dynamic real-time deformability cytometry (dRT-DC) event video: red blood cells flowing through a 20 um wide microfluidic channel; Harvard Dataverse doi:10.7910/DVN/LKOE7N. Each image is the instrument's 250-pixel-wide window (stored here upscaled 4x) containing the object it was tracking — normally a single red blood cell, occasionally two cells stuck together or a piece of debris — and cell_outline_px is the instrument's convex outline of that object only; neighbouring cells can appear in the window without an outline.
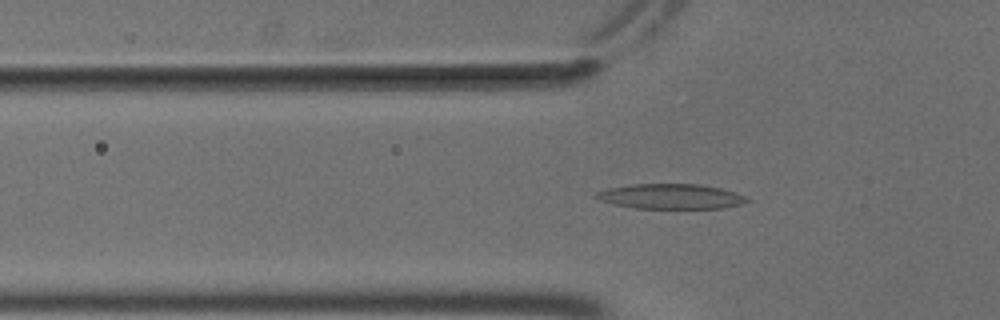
{"species": "common noctule bat (a hibernating species)", "species_latin": "Nyctalus noctula", "temperature_condition": "cold", "stored_images_in_passage": 55, "camera_frame_rate_fps": 3000, "um_per_image_px": 0.085, "animal": {"sex": "male", "body_mass_g": 18.8}, "frame": {"image": 1, "passage_image": 19, "time_ms": 6.0, "image_size_px": [1000, 320], "cell_outline_px": [[752, 200], [740, 204], [724, 208], [636, 208], [616, 204], [600, 200], [592, 196], [596, 192], [608, 188], [632, 184], [700, 184], [720, 188], [744, 196]], "centroid_in_image_um": [57.0, 16.69], "position_along_channel_um": 68.8, "area_um2": 21.79}}
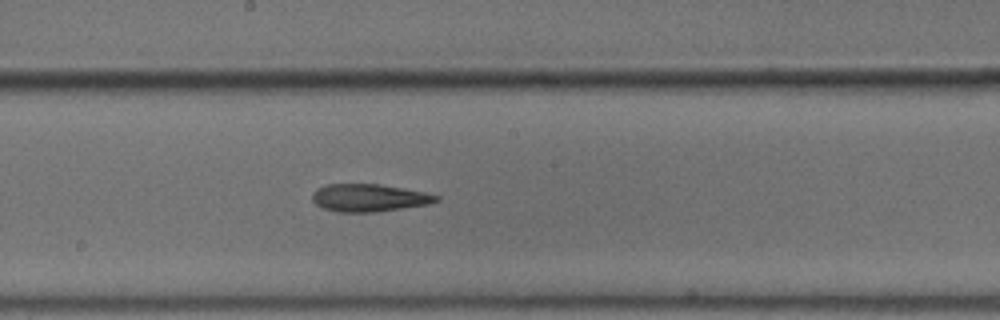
{"frame": {"image": 2, "passage_image": 31, "time_ms": 10.0, "image_size_px": [1000, 320], "cell_outline_px": [[440, 200], [428, 204], [376, 212], [340, 212], [324, 208], [316, 204], [312, 200], [312, 192], [316, 188], [328, 184], [380, 184], [424, 192], [440, 196]], "centroid_in_image_um": [31.35, 16.81], "position_along_channel_um": 216.8, "area_um2": 19.88}}
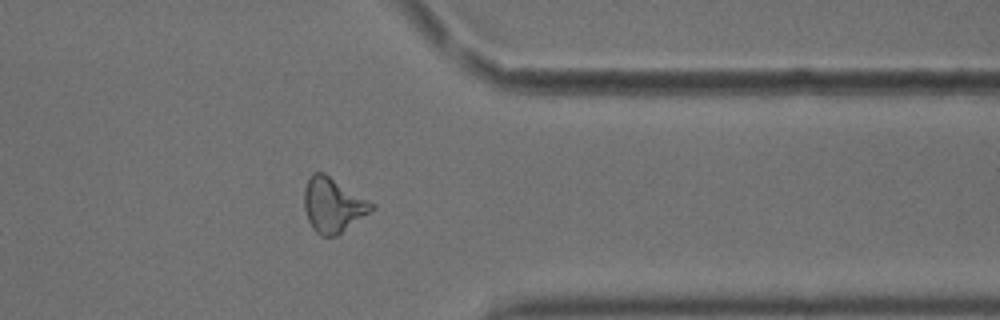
{"frame": {"image": 3, "passage_image": 45, "time_ms": 14.667, "image_size_px": [1000, 320], "cell_outline_px": [[376, 208], [336, 236], [320, 236], [312, 228], [308, 220], [304, 208], [304, 188], [312, 172], [324, 172], [376, 204]], "centroid_in_image_um": [28.31, 17.42], "position_along_channel_um": 383.1, "area_um2": 21.56}, "authors_computed_cell_mechanics": {"area_um2": 20.9236, "velocity_mm_per_s": 3.7093, "shape_relaxation_time_tau1_ms": null, "shape_relaxation_time_tau2_ms": 4.9606, "deformation_change_tau1": null, "deformation_change_tau2": 0.1732}}